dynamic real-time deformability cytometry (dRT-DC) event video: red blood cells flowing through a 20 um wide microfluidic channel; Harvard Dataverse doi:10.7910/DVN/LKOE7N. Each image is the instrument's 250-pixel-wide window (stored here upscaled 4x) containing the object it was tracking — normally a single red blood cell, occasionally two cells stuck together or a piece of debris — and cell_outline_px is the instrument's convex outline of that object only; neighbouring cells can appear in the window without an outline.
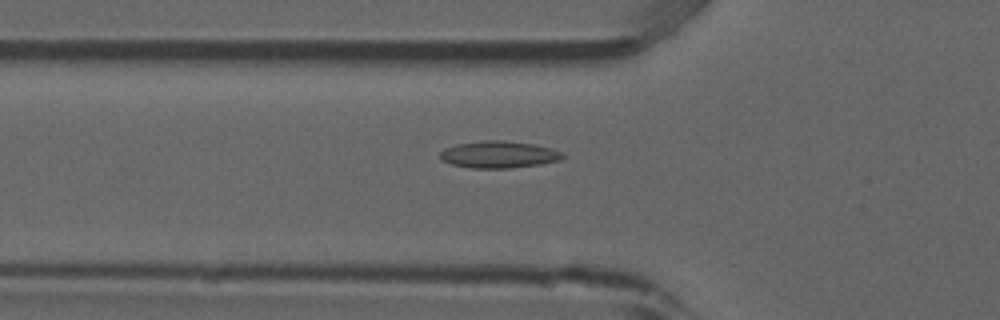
{"species": "common noctule bat (a hibernating species)", "species_latin": "Nyctalus noctula", "temperature_condition": "room temperature", "stored_images_in_passage": 50, "camera_frame_rate_fps": 3000, "um_per_image_px": 0.085, "animal": {"sex": "male", "forearm_length_mm": 52.5}, "frame": {"image": 1, "passage_image": 15, "time_ms": 4.667, "image_size_px": [1000, 320], "cell_outline_px": [[564, 156], [560, 160], [540, 164], [508, 168], [472, 168], [452, 164], [440, 160], [440, 152], [444, 148], [456, 144], [480, 140], [504, 140], [532, 144], [552, 148], [564, 152]], "centroid_in_image_um": [42.38, 13.12], "position_along_channel_um": 83.4, "area_um2": 19.36}}
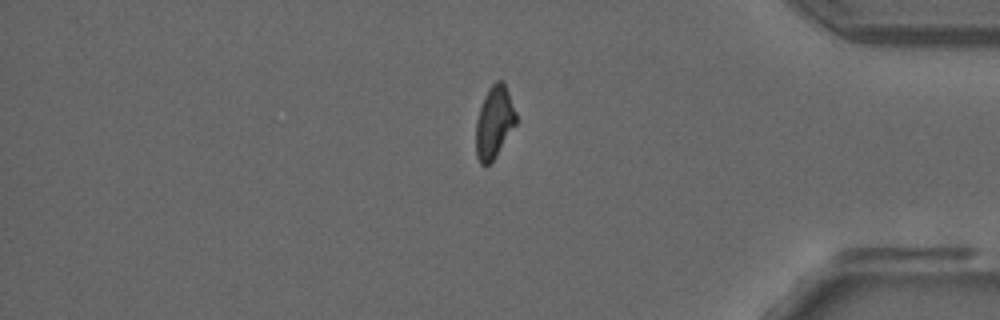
{"frame": {"image": 2, "passage_image": 41, "time_ms": 13.333, "image_size_px": [1000, 320], "cell_outline_px": [[516, 124], [492, 160], [484, 168], [480, 164], [476, 156], [476, 120], [484, 96], [492, 84], [496, 80], [504, 80], [516, 112]], "centroid_in_image_um": [42.0, 10.37], "position_along_channel_um": 393.2, "area_um2": 16.76}}
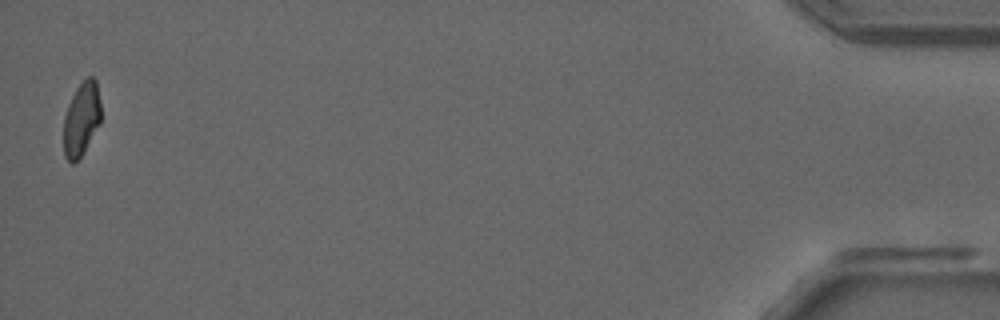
{"frame": {"image": 3, "passage_image": 49, "time_ms": 16.0, "image_size_px": [1000, 320], "cell_outline_px": [[100, 124], [80, 156], [72, 164], [64, 156], [64, 116], [68, 104], [76, 88], [88, 76], [92, 76], [96, 80], [100, 104]], "centroid_in_image_um": [6.92, 10.09], "position_along_channel_um": 428.3, "area_um2": 15.78}, "authors_computed_cell_mechanics": {"area_um2": 17.3978, "velocity_mm_per_s": 3.8873, "shape_relaxation_time_tau1_ms": null, "shape_relaxation_time_tau2_ms": 2.5566, "deformation_change_tau1": null, "deformation_change_tau2": 0.0715}}